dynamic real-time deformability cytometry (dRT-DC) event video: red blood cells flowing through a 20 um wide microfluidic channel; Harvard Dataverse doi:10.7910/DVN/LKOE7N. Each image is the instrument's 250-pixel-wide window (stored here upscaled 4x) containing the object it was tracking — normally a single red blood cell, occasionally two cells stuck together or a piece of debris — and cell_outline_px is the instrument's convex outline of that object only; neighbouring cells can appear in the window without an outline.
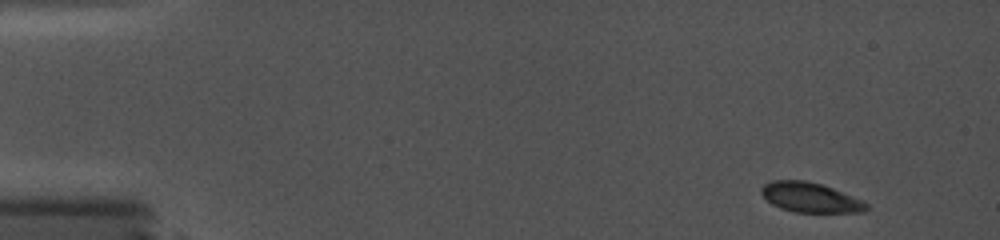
{"species": "common noctule bat (a hibernating species)", "species_latin": "Nyctalus noctula", "temperature_condition": "cold", "stored_images_in_passage": 29, "camera_frame_rate_fps": 5000, "um_per_image_px": 0.085, "animal": {"sex": "female", "body_mass_g": 19.0, "forearm_length_mm": 56.7}, "frame": {"image": 1, "passage_image": 1, "time_ms": 0.0, "image_size_px": [1000, 240], "cell_outline_px": [[868, 208], [864, 212], [796, 212], [780, 208], [772, 204], [760, 192], [760, 188], [764, 184], [772, 180], [804, 180], [820, 184], [832, 188], [864, 200], [868, 204]], "centroid_in_image_um": [68.88, 16.78], "position_along_channel_um": 16.1, "area_um2": 18.21}}
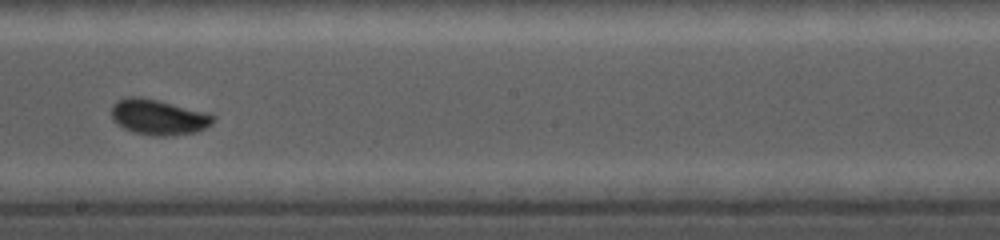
{"frame": {"image": 2, "passage_image": 17, "time_ms": 9.0, "image_size_px": [1000, 240], "cell_outline_px": [[216, 116], [212, 124], [196, 132], [164, 136], [152, 136], [136, 132], [124, 128], [116, 124], [112, 120], [112, 104], [116, 100], [128, 96], [140, 96], [156, 100]], "centroid_in_image_um": [13.4, 9.95], "position_along_channel_um": 234.8, "area_um2": 20.69}}
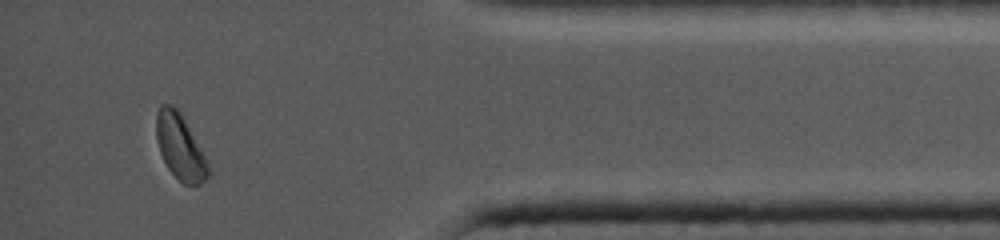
{"frame": {"image": 3, "passage_image": 27, "time_ms": 14.4, "image_size_px": [1000, 240], "cell_outline_px": [[212, 172], [200, 184], [184, 184], [168, 168], [160, 152], [156, 136], [156, 112], [160, 104], [172, 104], [180, 112], [204, 156]], "centroid_in_image_um": [15.29, 12.46], "position_along_channel_um": 419.9, "area_um2": 19.36}}